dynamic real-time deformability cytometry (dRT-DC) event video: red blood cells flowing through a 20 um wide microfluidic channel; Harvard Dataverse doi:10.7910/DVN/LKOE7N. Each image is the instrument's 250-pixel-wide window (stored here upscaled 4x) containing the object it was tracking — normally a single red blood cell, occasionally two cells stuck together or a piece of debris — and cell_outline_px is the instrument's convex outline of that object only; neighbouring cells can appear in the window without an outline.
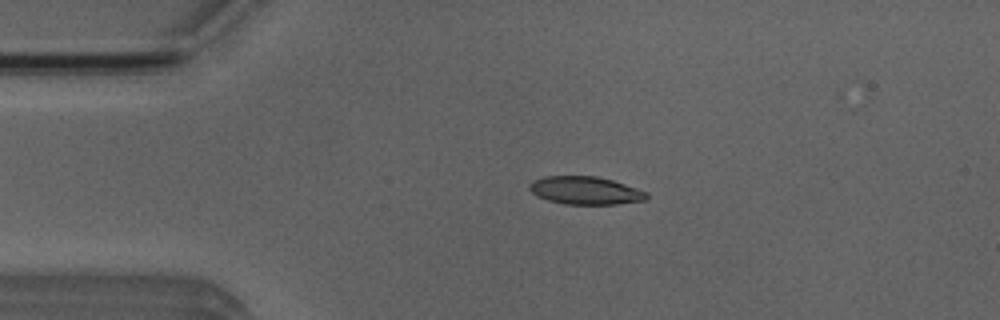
{"species": "Egyptian fruit bat (a non-hibernating species)", "species_latin": "Rousettus aegyptiacus", "temperature_condition": "room temperature", "stored_images_in_passage": 5, "camera_frame_rate_fps": 3000, "um_per_image_px": 0.085, "animal": {"sex": "male"}, "frame": {"image": 1, "passage_image": 3, "time_ms": 2.333, "image_size_px": [1000, 320], "cell_outline_px": [[648, 196], [644, 200], [616, 204], [564, 204], [548, 200], [536, 196], [528, 188], [528, 184], [532, 180], [544, 176], [596, 176], [612, 180], [648, 192]], "centroid_in_image_um": [49.71, 16.19], "position_along_channel_um": 35.3, "area_um2": 19.07}}